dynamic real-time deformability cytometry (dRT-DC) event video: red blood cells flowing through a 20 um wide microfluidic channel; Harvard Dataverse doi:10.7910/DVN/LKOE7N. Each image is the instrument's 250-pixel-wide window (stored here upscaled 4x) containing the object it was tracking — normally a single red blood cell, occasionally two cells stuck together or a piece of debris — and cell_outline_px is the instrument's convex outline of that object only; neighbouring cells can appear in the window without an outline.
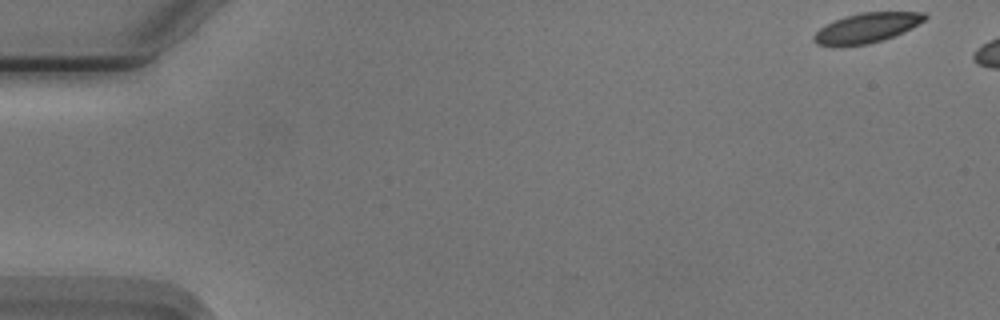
{"species": "Egyptian fruit bat (a non-hibernating species)", "species_latin": "Rousettus aegyptiacus", "temperature_condition": "cold", "stored_images_in_passage": 6, "camera_frame_rate_fps": 3000, "um_per_image_px": 0.085, "animal": {"sex": "male"}, "frame": {"image": 1, "passage_image": 1, "time_ms": 0.0, "image_size_px": [1000, 320], "cell_outline_px": [[928, 16], [924, 20], [884, 40], [868, 44], [816, 44], [812, 40], [812, 36], [820, 28], [844, 16], [860, 12], [924, 12]], "centroid_in_image_um": [73.66, 2.34], "position_along_channel_um": 11.3, "area_um2": 18.55}}